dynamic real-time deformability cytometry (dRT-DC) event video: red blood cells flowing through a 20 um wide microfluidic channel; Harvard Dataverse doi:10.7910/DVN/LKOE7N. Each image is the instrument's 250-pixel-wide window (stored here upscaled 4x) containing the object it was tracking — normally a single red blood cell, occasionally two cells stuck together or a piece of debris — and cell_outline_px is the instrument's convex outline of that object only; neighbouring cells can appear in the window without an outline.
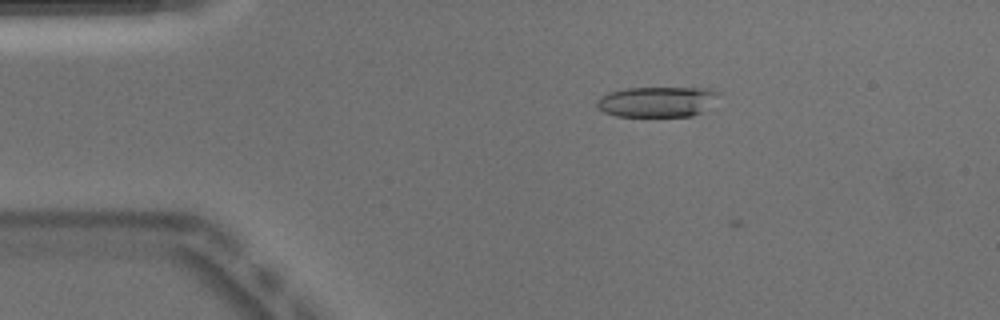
{"species": "Egyptian fruit bat (a non-hibernating species)", "species_latin": "Rousettus aegyptiacus", "temperature_condition": "warm", "stored_images_in_passage": 3, "camera_frame_rate_fps": 3000, "um_per_image_px": 0.085, "animal": {"sex": "male"}, "frame": {"image": 1, "passage_image": 2, "time_ms": 0.333, "image_size_px": [1000, 320], "cell_outline_px": [[720, 92], [704, 112], [692, 116], [616, 116], [604, 112], [596, 108], [596, 100], [600, 96], [608, 92], [624, 88], [712, 88]], "centroid_in_image_um": [55.82, 8.64], "position_along_channel_um": 29.2, "area_um2": 21.79}}